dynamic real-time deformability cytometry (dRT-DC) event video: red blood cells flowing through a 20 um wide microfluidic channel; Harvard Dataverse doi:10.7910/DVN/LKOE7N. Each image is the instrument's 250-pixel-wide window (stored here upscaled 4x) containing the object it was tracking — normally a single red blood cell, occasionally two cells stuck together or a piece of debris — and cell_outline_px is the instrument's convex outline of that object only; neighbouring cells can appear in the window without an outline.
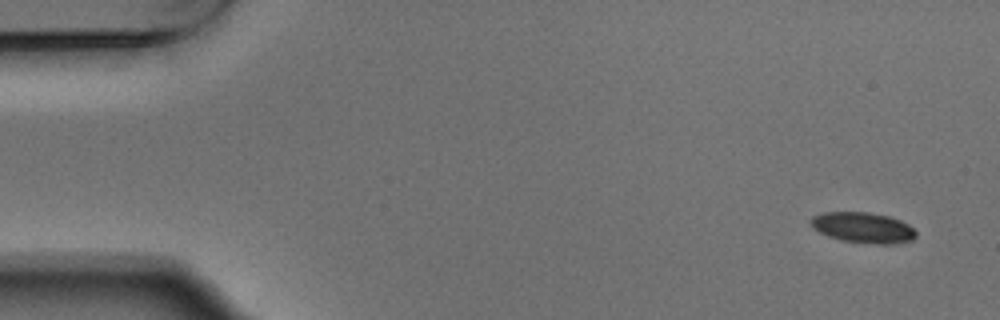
{"species": "Egyptian fruit bat (a non-hibernating species)", "species_latin": "Rousettus aegyptiacus", "temperature_condition": "warm", "stored_images_in_passage": 5, "camera_frame_rate_fps": 3000, "um_per_image_px": 0.085, "animal": {"sex": "male"}, "frame": {"image": 1, "passage_image": 1, "time_ms": 0.0, "image_size_px": [1000, 320], "cell_outline_px": [[916, 236], [912, 240], [888, 244], [868, 244], [840, 240], [828, 236], [812, 228], [812, 216], [824, 212], [868, 212], [888, 216], [908, 224], [916, 232]], "centroid_in_image_um": [73.34, 19.35], "position_along_channel_um": 11.7, "area_um2": 18.67}}